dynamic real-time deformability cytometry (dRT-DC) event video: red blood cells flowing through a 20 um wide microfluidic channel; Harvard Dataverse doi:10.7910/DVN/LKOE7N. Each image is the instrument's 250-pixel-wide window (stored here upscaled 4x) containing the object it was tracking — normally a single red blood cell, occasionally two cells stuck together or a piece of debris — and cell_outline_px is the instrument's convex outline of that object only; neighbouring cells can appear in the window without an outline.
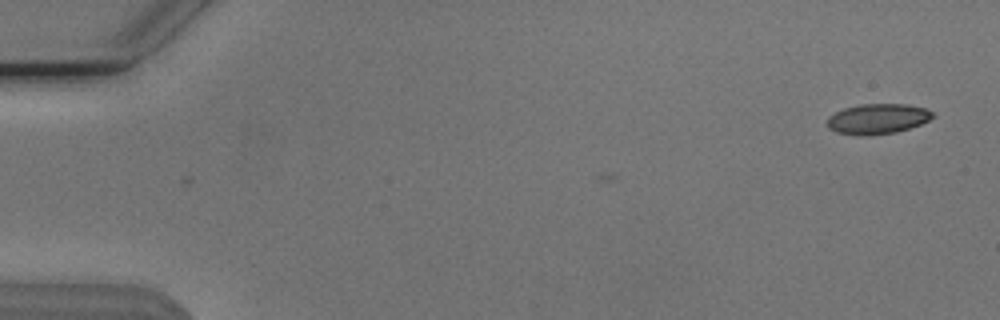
{"species": "Egyptian fruit bat (a non-hibernating species)", "species_latin": "Rousettus aegyptiacus", "temperature_condition": "cold", "stored_images_in_passage": 3, "camera_frame_rate_fps": 3000, "um_per_image_px": 0.085, "animal": {"sex": "male"}, "frame": {"image": 1, "passage_image": 1, "time_ms": 0.0, "image_size_px": [1000, 320], "cell_outline_px": [[936, 116], [920, 124], [896, 132], [864, 136], [860, 136], [836, 132], [828, 128], [828, 116], [844, 108], [860, 104], [908, 104], [924, 108], [932, 112]], "centroid_in_image_um": [74.58, 10.1], "position_along_channel_um": 10.4, "area_um2": 18.55}}